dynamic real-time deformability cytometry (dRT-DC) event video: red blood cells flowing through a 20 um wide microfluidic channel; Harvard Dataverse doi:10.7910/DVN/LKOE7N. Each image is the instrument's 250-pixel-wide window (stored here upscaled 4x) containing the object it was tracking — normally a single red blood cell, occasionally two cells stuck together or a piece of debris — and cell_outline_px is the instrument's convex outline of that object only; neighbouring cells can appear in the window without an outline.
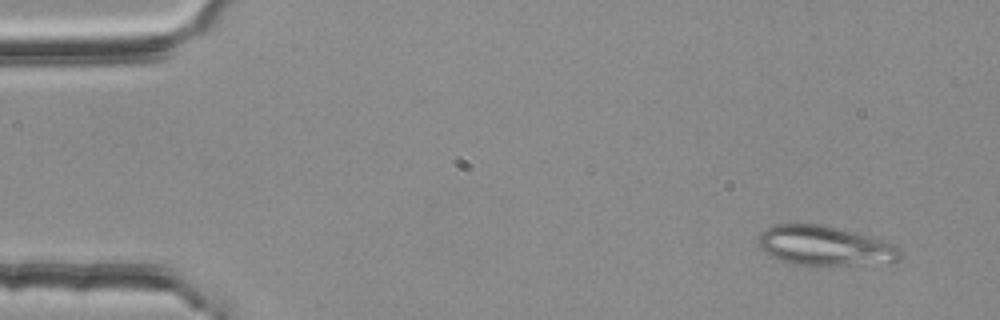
{"species": "common noctule bat (a hibernating species)", "species_latin": "Nyctalus noctula", "temperature_condition": "room temperature", "stored_images_in_passage": 3, "camera_frame_rate_fps": 3000, "um_per_image_px": 0.085, "animal": {"sex": "female", "body_mass_g": 25.1}, "frame": {"image": 1, "passage_image": 1, "time_ms": 0.0, "image_size_px": [1000, 320], "cell_outline_px": [[900, 256], [896, 260], [844, 264], [796, 264], [768, 256], [760, 248], [760, 236], [768, 228], [776, 224], [816, 224], [880, 240], [900, 248]], "centroid_in_image_um": [69.99, 20.88], "position_along_channel_um": 15.0, "area_um2": 30.87}}